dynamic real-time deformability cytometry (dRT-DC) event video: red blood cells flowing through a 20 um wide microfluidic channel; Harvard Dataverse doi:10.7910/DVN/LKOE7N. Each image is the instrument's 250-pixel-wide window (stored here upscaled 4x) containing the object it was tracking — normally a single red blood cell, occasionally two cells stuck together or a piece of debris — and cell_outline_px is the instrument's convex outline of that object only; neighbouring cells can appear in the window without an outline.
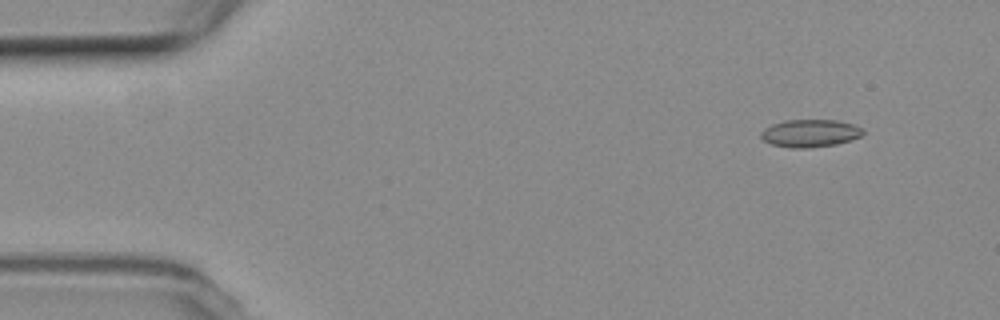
{"species": "common noctule bat (a hibernating species)", "species_latin": "Nyctalus noctula", "temperature_condition": "room temperature", "stored_images_in_passage": 5, "camera_frame_rate_fps": 3000, "um_per_image_px": 0.085, "animal": {"sex": "female", "body_mass_g": 19.3, "forearm_length_mm": 54.1}, "frame": {"image": 1, "passage_image": 2, "time_ms": 1.333, "image_size_px": [1000, 320], "cell_outline_px": [[864, 132], [860, 136], [836, 144], [808, 148], [792, 148], [772, 144], [764, 140], [760, 136], [760, 132], [764, 128], [772, 124], [784, 120], [836, 120], [852, 124], [864, 128]], "centroid_in_image_um": [68.84, 11.32], "position_along_channel_um": 16.2, "area_um2": 16.36}}
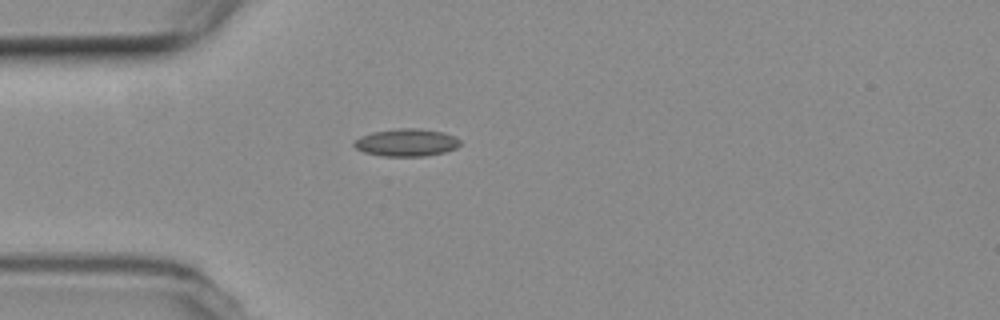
{"frame": {"image": 2, "passage_image": 5, "time_ms": 4.667, "image_size_px": [1000, 320], "cell_outline_px": [[460, 144], [456, 148], [444, 152], [424, 156], [384, 156], [364, 152], [356, 148], [352, 144], [360, 136], [372, 132], [400, 128], [420, 128], [444, 132], [460, 140]], "centroid_in_image_um": [34.54, 12.11], "position_along_channel_um": 50.5, "area_um2": 16.94}}